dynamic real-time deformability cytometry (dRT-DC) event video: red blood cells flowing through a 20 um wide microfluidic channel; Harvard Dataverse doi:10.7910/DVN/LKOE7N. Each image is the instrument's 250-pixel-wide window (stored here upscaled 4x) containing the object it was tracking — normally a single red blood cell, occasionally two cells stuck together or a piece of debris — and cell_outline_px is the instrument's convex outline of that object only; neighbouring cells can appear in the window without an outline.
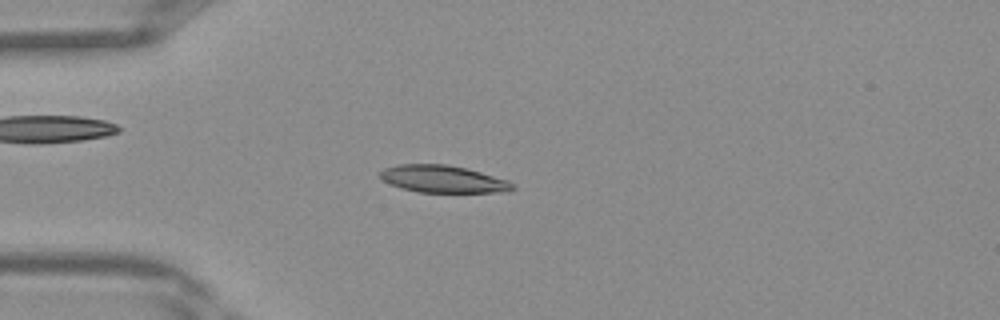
{"species": "Egyptian fruit bat (a non-hibernating species)", "species_latin": "Rousettus aegyptiacus", "temperature_condition": "warm", "stored_images_in_passage": 36, "camera_frame_rate_fps": 3000, "um_per_image_px": 0.085, "frame": {"image": 1, "passage_image": 7, "time_ms": 2.0, "image_size_px": [1000, 320], "cell_outline_px": [[516, 188], [508, 192], [420, 192], [400, 188], [388, 184], [380, 176], [380, 172], [384, 168], [400, 164], [448, 164], [480, 172], [508, 180]], "centroid_in_image_um": [37.65, 15.22], "position_along_channel_um": 47.4, "area_um2": 20.98}}
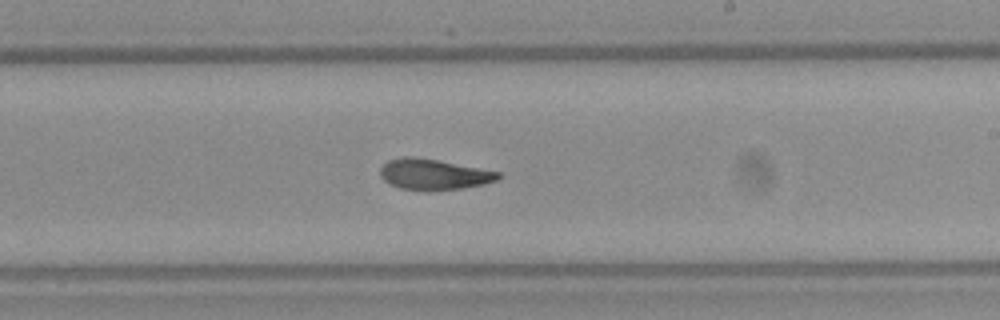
{"frame": {"image": 2, "passage_image": 20, "time_ms": 6.333, "image_size_px": [1000, 320], "cell_outline_px": [[504, 176], [496, 180], [484, 184], [460, 188], [428, 192], [400, 188], [388, 184], [380, 176], [380, 168], [388, 160], [404, 156], [412, 156], [436, 160], [500, 172]], "centroid_in_image_um": [36.84, 14.84], "position_along_channel_um": 252.2, "area_um2": 21.27}}
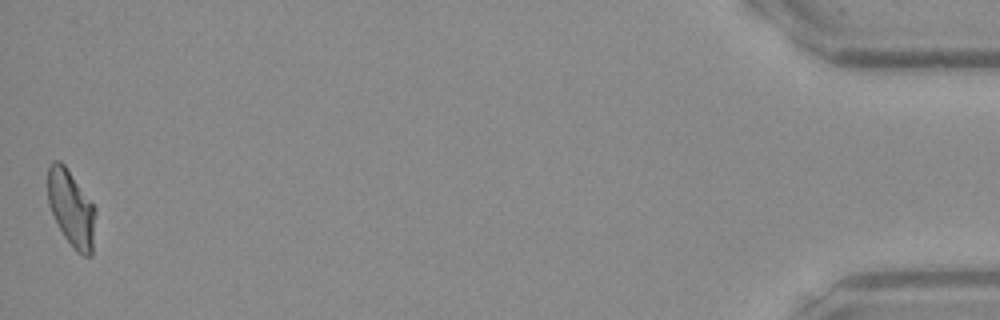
{"frame": {"image": 3, "passage_image": 36, "time_ms": 11.667, "image_size_px": [1000, 320], "cell_outline_px": [[96, 212], [92, 256], [84, 256], [76, 252], [64, 236], [48, 204], [48, 168], [56, 160], [60, 160], [64, 164], [96, 208]], "centroid_in_image_um": [6.08, 17.74], "position_along_channel_um": 429.1, "area_um2": 21.04}}